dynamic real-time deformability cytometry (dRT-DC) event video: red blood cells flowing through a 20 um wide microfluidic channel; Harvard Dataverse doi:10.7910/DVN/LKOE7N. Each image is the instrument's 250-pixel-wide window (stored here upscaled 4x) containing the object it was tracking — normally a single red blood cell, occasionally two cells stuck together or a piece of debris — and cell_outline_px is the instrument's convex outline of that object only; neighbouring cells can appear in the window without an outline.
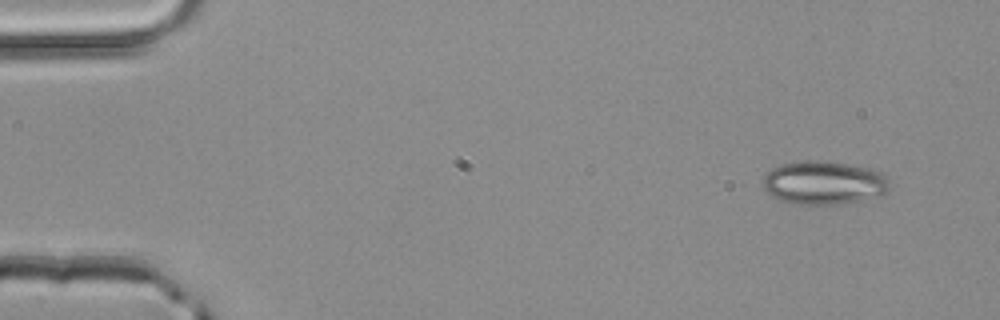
{"species": "common noctule bat (a hibernating species)", "species_latin": "Nyctalus noctula", "temperature_condition": "room temperature", "stored_images_in_passage": 48, "segment_of_instrument_passage": [1, 2], "camera_frame_rate_fps": 3000, "um_per_image_px": 0.085, "animal": {"sex": "male", "body_mass_g": 20.4}, "frame": {"image": 1, "passage_image": 1, "time_ms": 0.0, "image_size_px": [1000, 320], "cell_outline_px": [[888, 188], [884, 192], [876, 196], [860, 200], [840, 204], [796, 204], [780, 200], [764, 192], [764, 176], [772, 168], [780, 164], [804, 160], [820, 160], [848, 164], [880, 172], [888, 180]], "centroid_in_image_um": [69.95, 15.53], "position_along_channel_um": 15.0, "area_um2": 31.73}}
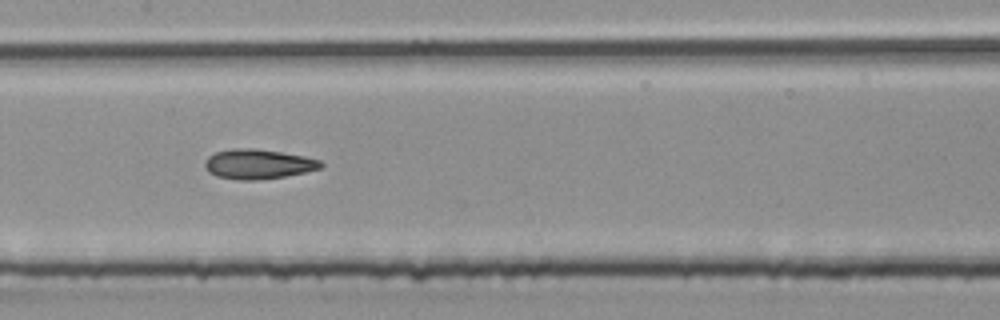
{"frame": {"image": 2, "passage_image": 22, "time_ms": 7.0, "image_size_px": [1000, 320], "cell_outline_px": [[324, 164], [320, 168], [304, 172], [284, 176], [256, 180], [236, 180], [216, 176], [208, 172], [204, 168], [204, 160], [208, 156], [216, 152], [232, 148], [256, 148], [304, 156], [320, 160]], "centroid_in_image_um": [21.88, 13.94], "position_along_channel_um": 185.5, "area_um2": 20.17}}
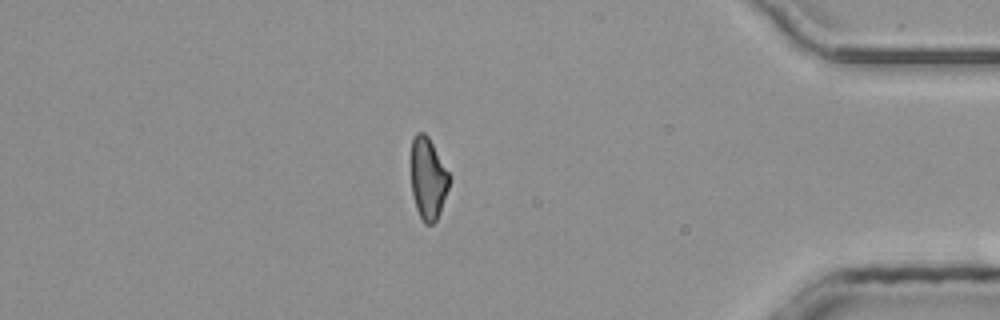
{"frame": {"image": 3, "passage_image": 40, "time_ms": 13.0, "image_size_px": [1000, 320], "cell_outline_px": [[452, 176], [440, 212], [436, 220], [432, 224], [424, 224], [416, 208], [412, 196], [412, 140], [416, 132], [424, 132], [428, 136]], "centroid_in_image_um": [36.4, 15.17], "position_along_channel_um": 398.8, "area_um2": 18.26}}